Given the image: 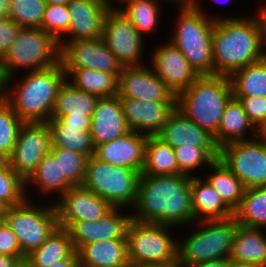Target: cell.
Here are the masks:
<instances>
[{"label": "cell", "instance_id": "cell-1", "mask_svg": "<svg viewBox=\"0 0 266 267\" xmlns=\"http://www.w3.org/2000/svg\"><path fill=\"white\" fill-rule=\"evenodd\" d=\"M192 176L141 174L132 219L180 228L195 222L191 206ZM133 209V210H132Z\"/></svg>", "mask_w": 266, "mask_h": 267}, {"label": "cell", "instance_id": "cell-2", "mask_svg": "<svg viewBox=\"0 0 266 267\" xmlns=\"http://www.w3.org/2000/svg\"><path fill=\"white\" fill-rule=\"evenodd\" d=\"M257 15L221 16L212 35L214 75L230 76L244 66L264 59Z\"/></svg>", "mask_w": 266, "mask_h": 267}, {"label": "cell", "instance_id": "cell-3", "mask_svg": "<svg viewBox=\"0 0 266 267\" xmlns=\"http://www.w3.org/2000/svg\"><path fill=\"white\" fill-rule=\"evenodd\" d=\"M66 79L61 62L48 69L28 71L21 79L15 81L12 76L3 81L2 98L23 122L46 123Z\"/></svg>", "mask_w": 266, "mask_h": 267}, {"label": "cell", "instance_id": "cell-4", "mask_svg": "<svg viewBox=\"0 0 266 267\" xmlns=\"http://www.w3.org/2000/svg\"><path fill=\"white\" fill-rule=\"evenodd\" d=\"M201 0L176 1L179 15L175 30L168 39L186 57L189 64L202 75H214L212 35L219 16H209L200 8Z\"/></svg>", "mask_w": 266, "mask_h": 267}, {"label": "cell", "instance_id": "cell-5", "mask_svg": "<svg viewBox=\"0 0 266 267\" xmlns=\"http://www.w3.org/2000/svg\"><path fill=\"white\" fill-rule=\"evenodd\" d=\"M232 97L229 76L202 75L176 96V108L214 136L218 132L225 107Z\"/></svg>", "mask_w": 266, "mask_h": 267}, {"label": "cell", "instance_id": "cell-6", "mask_svg": "<svg viewBox=\"0 0 266 267\" xmlns=\"http://www.w3.org/2000/svg\"><path fill=\"white\" fill-rule=\"evenodd\" d=\"M193 224L197 228L193 227L186 238L178 241V263L181 267L230 257L238 225L234 217Z\"/></svg>", "mask_w": 266, "mask_h": 267}, {"label": "cell", "instance_id": "cell-7", "mask_svg": "<svg viewBox=\"0 0 266 267\" xmlns=\"http://www.w3.org/2000/svg\"><path fill=\"white\" fill-rule=\"evenodd\" d=\"M59 42L41 28H21L17 38L0 59V77L4 81L19 69L38 71L60 63Z\"/></svg>", "mask_w": 266, "mask_h": 267}, {"label": "cell", "instance_id": "cell-8", "mask_svg": "<svg viewBox=\"0 0 266 267\" xmlns=\"http://www.w3.org/2000/svg\"><path fill=\"white\" fill-rule=\"evenodd\" d=\"M177 227L131 220L127 230L128 260L134 267L170 265L178 262ZM170 230V231H169Z\"/></svg>", "mask_w": 266, "mask_h": 267}, {"label": "cell", "instance_id": "cell-9", "mask_svg": "<svg viewBox=\"0 0 266 267\" xmlns=\"http://www.w3.org/2000/svg\"><path fill=\"white\" fill-rule=\"evenodd\" d=\"M141 174L130 168L118 167L88 158L83 186L109 202L113 207H133Z\"/></svg>", "mask_w": 266, "mask_h": 267}, {"label": "cell", "instance_id": "cell-10", "mask_svg": "<svg viewBox=\"0 0 266 267\" xmlns=\"http://www.w3.org/2000/svg\"><path fill=\"white\" fill-rule=\"evenodd\" d=\"M36 204L26 198L19 205L5 208V222L16 234L25 256L39 248L58 227L54 202L47 206Z\"/></svg>", "mask_w": 266, "mask_h": 267}, {"label": "cell", "instance_id": "cell-11", "mask_svg": "<svg viewBox=\"0 0 266 267\" xmlns=\"http://www.w3.org/2000/svg\"><path fill=\"white\" fill-rule=\"evenodd\" d=\"M218 158L245 189L266 187V139L261 134L251 140L224 144Z\"/></svg>", "mask_w": 266, "mask_h": 267}, {"label": "cell", "instance_id": "cell-12", "mask_svg": "<svg viewBox=\"0 0 266 267\" xmlns=\"http://www.w3.org/2000/svg\"><path fill=\"white\" fill-rule=\"evenodd\" d=\"M102 39L123 67L146 65L142 58L146 39L116 6L105 16Z\"/></svg>", "mask_w": 266, "mask_h": 267}, {"label": "cell", "instance_id": "cell-13", "mask_svg": "<svg viewBox=\"0 0 266 267\" xmlns=\"http://www.w3.org/2000/svg\"><path fill=\"white\" fill-rule=\"evenodd\" d=\"M51 147V134L47 123L24 122L8 163L11 169L26 181L51 151Z\"/></svg>", "mask_w": 266, "mask_h": 267}, {"label": "cell", "instance_id": "cell-14", "mask_svg": "<svg viewBox=\"0 0 266 267\" xmlns=\"http://www.w3.org/2000/svg\"><path fill=\"white\" fill-rule=\"evenodd\" d=\"M58 42L63 68H88L108 73L122 72L123 66L108 49L102 37Z\"/></svg>", "mask_w": 266, "mask_h": 267}, {"label": "cell", "instance_id": "cell-15", "mask_svg": "<svg viewBox=\"0 0 266 267\" xmlns=\"http://www.w3.org/2000/svg\"><path fill=\"white\" fill-rule=\"evenodd\" d=\"M53 202L57 211L58 226L64 229H68L74 222L102 218L114 208L83 185L72 186L60 198L57 197V202Z\"/></svg>", "mask_w": 266, "mask_h": 267}, {"label": "cell", "instance_id": "cell-16", "mask_svg": "<svg viewBox=\"0 0 266 267\" xmlns=\"http://www.w3.org/2000/svg\"><path fill=\"white\" fill-rule=\"evenodd\" d=\"M156 48L151 53L150 67L175 96L186 90L200 77L183 53L170 41L160 43V46Z\"/></svg>", "mask_w": 266, "mask_h": 267}, {"label": "cell", "instance_id": "cell-17", "mask_svg": "<svg viewBox=\"0 0 266 267\" xmlns=\"http://www.w3.org/2000/svg\"><path fill=\"white\" fill-rule=\"evenodd\" d=\"M117 96L147 102H176L175 94L150 65L123 67L118 77Z\"/></svg>", "mask_w": 266, "mask_h": 267}, {"label": "cell", "instance_id": "cell-18", "mask_svg": "<svg viewBox=\"0 0 266 267\" xmlns=\"http://www.w3.org/2000/svg\"><path fill=\"white\" fill-rule=\"evenodd\" d=\"M123 207H114L104 217L93 221L74 222L67 230L75 251L81 246L103 240L127 239L131 214H123Z\"/></svg>", "mask_w": 266, "mask_h": 267}, {"label": "cell", "instance_id": "cell-19", "mask_svg": "<svg viewBox=\"0 0 266 267\" xmlns=\"http://www.w3.org/2000/svg\"><path fill=\"white\" fill-rule=\"evenodd\" d=\"M111 7L112 5L104 0H72L68 4V31L59 41L102 37L104 19Z\"/></svg>", "mask_w": 266, "mask_h": 267}, {"label": "cell", "instance_id": "cell-20", "mask_svg": "<svg viewBox=\"0 0 266 267\" xmlns=\"http://www.w3.org/2000/svg\"><path fill=\"white\" fill-rule=\"evenodd\" d=\"M119 99L129 129L146 136H157L169 114L176 108V102H147L128 97Z\"/></svg>", "mask_w": 266, "mask_h": 267}, {"label": "cell", "instance_id": "cell-21", "mask_svg": "<svg viewBox=\"0 0 266 267\" xmlns=\"http://www.w3.org/2000/svg\"><path fill=\"white\" fill-rule=\"evenodd\" d=\"M147 137L130 131L111 142L96 146L94 157L111 165L130 168L141 174Z\"/></svg>", "mask_w": 266, "mask_h": 267}, {"label": "cell", "instance_id": "cell-22", "mask_svg": "<svg viewBox=\"0 0 266 267\" xmlns=\"http://www.w3.org/2000/svg\"><path fill=\"white\" fill-rule=\"evenodd\" d=\"M130 131L119 97L99 98L91 117L90 134L94 147L111 142Z\"/></svg>", "mask_w": 266, "mask_h": 267}, {"label": "cell", "instance_id": "cell-23", "mask_svg": "<svg viewBox=\"0 0 266 267\" xmlns=\"http://www.w3.org/2000/svg\"><path fill=\"white\" fill-rule=\"evenodd\" d=\"M157 137L174 149L191 145L201 148H219L215 144L213 135L200 128L177 108L169 114Z\"/></svg>", "mask_w": 266, "mask_h": 267}, {"label": "cell", "instance_id": "cell-24", "mask_svg": "<svg viewBox=\"0 0 266 267\" xmlns=\"http://www.w3.org/2000/svg\"><path fill=\"white\" fill-rule=\"evenodd\" d=\"M260 134L261 132L249 120L242 103L232 97L225 107L218 132L213 137L215 144L220 148L226 143L251 140ZM247 135L251 137L247 138Z\"/></svg>", "mask_w": 266, "mask_h": 267}, {"label": "cell", "instance_id": "cell-25", "mask_svg": "<svg viewBox=\"0 0 266 267\" xmlns=\"http://www.w3.org/2000/svg\"><path fill=\"white\" fill-rule=\"evenodd\" d=\"M191 206L195 222L226 220L234 214L223 202L219 193L198 176H193L191 180Z\"/></svg>", "mask_w": 266, "mask_h": 267}, {"label": "cell", "instance_id": "cell-26", "mask_svg": "<svg viewBox=\"0 0 266 267\" xmlns=\"http://www.w3.org/2000/svg\"><path fill=\"white\" fill-rule=\"evenodd\" d=\"M81 267H114L129 263L127 239L88 243L77 250Z\"/></svg>", "mask_w": 266, "mask_h": 267}, {"label": "cell", "instance_id": "cell-27", "mask_svg": "<svg viewBox=\"0 0 266 267\" xmlns=\"http://www.w3.org/2000/svg\"><path fill=\"white\" fill-rule=\"evenodd\" d=\"M40 190L39 195L48 197L56 196L61 197L72 185L66 180L64 173L61 172L59 167V161L55 156L49 152L42 161L38 164L37 169L31 174V176L25 181V192L28 199H32L29 193L30 188ZM54 193V194H53ZM29 194V195H28ZM49 194V195H47ZM53 194V195H52ZM29 196V197H28Z\"/></svg>", "mask_w": 266, "mask_h": 267}, {"label": "cell", "instance_id": "cell-28", "mask_svg": "<svg viewBox=\"0 0 266 267\" xmlns=\"http://www.w3.org/2000/svg\"><path fill=\"white\" fill-rule=\"evenodd\" d=\"M229 260L232 263L251 262L266 267V235L264 229L250 228L238 224Z\"/></svg>", "mask_w": 266, "mask_h": 267}, {"label": "cell", "instance_id": "cell-29", "mask_svg": "<svg viewBox=\"0 0 266 267\" xmlns=\"http://www.w3.org/2000/svg\"><path fill=\"white\" fill-rule=\"evenodd\" d=\"M64 71L66 80L82 92L99 98L113 97L118 94L120 73L101 72L88 68H64Z\"/></svg>", "mask_w": 266, "mask_h": 267}, {"label": "cell", "instance_id": "cell-30", "mask_svg": "<svg viewBox=\"0 0 266 267\" xmlns=\"http://www.w3.org/2000/svg\"><path fill=\"white\" fill-rule=\"evenodd\" d=\"M98 100V96L82 92L65 80L58 90L51 118L92 116Z\"/></svg>", "mask_w": 266, "mask_h": 267}, {"label": "cell", "instance_id": "cell-31", "mask_svg": "<svg viewBox=\"0 0 266 267\" xmlns=\"http://www.w3.org/2000/svg\"><path fill=\"white\" fill-rule=\"evenodd\" d=\"M169 1V2H168ZM162 2L171 3L172 6L176 0H122L116 8L130 21V23L142 35L153 33L157 30L161 16L160 4ZM160 14V15H159Z\"/></svg>", "mask_w": 266, "mask_h": 267}, {"label": "cell", "instance_id": "cell-32", "mask_svg": "<svg viewBox=\"0 0 266 267\" xmlns=\"http://www.w3.org/2000/svg\"><path fill=\"white\" fill-rule=\"evenodd\" d=\"M75 251L69 231L57 227L39 247L26 255L32 267H49Z\"/></svg>", "mask_w": 266, "mask_h": 267}, {"label": "cell", "instance_id": "cell-33", "mask_svg": "<svg viewBox=\"0 0 266 267\" xmlns=\"http://www.w3.org/2000/svg\"><path fill=\"white\" fill-rule=\"evenodd\" d=\"M141 174L151 176L178 175L179 166L174 148L157 136H148Z\"/></svg>", "mask_w": 266, "mask_h": 267}, {"label": "cell", "instance_id": "cell-34", "mask_svg": "<svg viewBox=\"0 0 266 267\" xmlns=\"http://www.w3.org/2000/svg\"><path fill=\"white\" fill-rule=\"evenodd\" d=\"M208 168L211 169V173L205 174L204 180L219 193L223 202L234 212L243 197L244 185L219 158Z\"/></svg>", "mask_w": 266, "mask_h": 267}, {"label": "cell", "instance_id": "cell-35", "mask_svg": "<svg viewBox=\"0 0 266 267\" xmlns=\"http://www.w3.org/2000/svg\"><path fill=\"white\" fill-rule=\"evenodd\" d=\"M229 78L233 97H266V59L234 71Z\"/></svg>", "mask_w": 266, "mask_h": 267}, {"label": "cell", "instance_id": "cell-36", "mask_svg": "<svg viewBox=\"0 0 266 267\" xmlns=\"http://www.w3.org/2000/svg\"><path fill=\"white\" fill-rule=\"evenodd\" d=\"M233 217L239 225L266 229V187L245 189Z\"/></svg>", "mask_w": 266, "mask_h": 267}, {"label": "cell", "instance_id": "cell-37", "mask_svg": "<svg viewBox=\"0 0 266 267\" xmlns=\"http://www.w3.org/2000/svg\"><path fill=\"white\" fill-rule=\"evenodd\" d=\"M52 147L65 148L80 152L88 158L94 156L95 147L90 131H82V127L48 126Z\"/></svg>", "mask_w": 266, "mask_h": 267}, {"label": "cell", "instance_id": "cell-38", "mask_svg": "<svg viewBox=\"0 0 266 267\" xmlns=\"http://www.w3.org/2000/svg\"><path fill=\"white\" fill-rule=\"evenodd\" d=\"M179 174L196 176L195 169L208 167L219 157V148H201L196 146H180L174 149ZM193 171V172H192Z\"/></svg>", "mask_w": 266, "mask_h": 267}, {"label": "cell", "instance_id": "cell-39", "mask_svg": "<svg viewBox=\"0 0 266 267\" xmlns=\"http://www.w3.org/2000/svg\"><path fill=\"white\" fill-rule=\"evenodd\" d=\"M59 161L61 172L72 186H82L86 176L88 157L80 152L60 147H51L50 151Z\"/></svg>", "mask_w": 266, "mask_h": 267}, {"label": "cell", "instance_id": "cell-40", "mask_svg": "<svg viewBox=\"0 0 266 267\" xmlns=\"http://www.w3.org/2000/svg\"><path fill=\"white\" fill-rule=\"evenodd\" d=\"M44 0H9V18L23 28H40L46 8Z\"/></svg>", "mask_w": 266, "mask_h": 267}, {"label": "cell", "instance_id": "cell-41", "mask_svg": "<svg viewBox=\"0 0 266 267\" xmlns=\"http://www.w3.org/2000/svg\"><path fill=\"white\" fill-rule=\"evenodd\" d=\"M24 122L14 113L11 106L0 98V153L7 159L11 156L20 127Z\"/></svg>", "mask_w": 266, "mask_h": 267}, {"label": "cell", "instance_id": "cell-42", "mask_svg": "<svg viewBox=\"0 0 266 267\" xmlns=\"http://www.w3.org/2000/svg\"><path fill=\"white\" fill-rule=\"evenodd\" d=\"M25 181L8 161L0 168V203L4 208L21 204L26 199Z\"/></svg>", "mask_w": 266, "mask_h": 267}, {"label": "cell", "instance_id": "cell-43", "mask_svg": "<svg viewBox=\"0 0 266 267\" xmlns=\"http://www.w3.org/2000/svg\"><path fill=\"white\" fill-rule=\"evenodd\" d=\"M69 22L68 5L47 4L40 28L59 41L67 33Z\"/></svg>", "mask_w": 266, "mask_h": 267}, {"label": "cell", "instance_id": "cell-44", "mask_svg": "<svg viewBox=\"0 0 266 267\" xmlns=\"http://www.w3.org/2000/svg\"><path fill=\"white\" fill-rule=\"evenodd\" d=\"M234 98L242 103L249 120L262 132L266 127V97L247 96Z\"/></svg>", "mask_w": 266, "mask_h": 267}, {"label": "cell", "instance_id": "cell-45", "mask_svg": "<svg viewBox=\"0 0 266 267\" xmlns=\"http://www.w3.org/2000/svg\"><path fill=\"white\" fill-rule=\"evenodd\" d=\"M0 254L19 259L26 256L22 253L16 234L6 222L0 227Z\"/></svg>", "mask_w": 266, "mask_h": 267}, {"label": "cell", "instance_id": "cell-46", "mask_svg": "<svg viewBox=\"0 0 266 267\" xmlns=\"http://www.w3.org/2000/svg\"><path fill=\"white\" fill-rule=\"evenodd\" d=\"M21 28L9 17H0V59L13 44Z\"/></svg>", "mask_w": 266, "mask_h": 267}, {"label": "cell", "instance_id": "cell-47", "mask_svg": "<svg viewBox=\"0 0 266 267\" xmlns=\"http://www.w3.org/2000/svg\"><path fill=\"white\" fill-rule=\"evenodd\" d=\"M92 116H62L61 118H51L47 126H74L82 127V131L91 130Z\"/></svg>", "mask_w": 266, "mask_h": 267}, {"label": "cell", "instance_id": "cell-48", "mask_svg": "<svg viewBox=\"0 0 266 267\" xmlns=\"http://www.w3.org/2000/svg\"><path fill=\"white\" fill-rule=\"evenodd\" d=\"M259 24L261 29V42H262V52L264 59H266V8H259Z\"/></svg>", "mask_w": 266, "mask_h": 267}, {"label": "cell", "instance_id": "cell-49", "mask_svg": "<svg viewBox=\"0 0 266 267\" xmlns=\"http://www.w3.org/2000/svg\"><path fill=\"white\" fill-rule=\"evenodd\" d=\"M79 265L77 251H74L66 259L60 260L49 267H77Z\"/></svg>", "mask_w": 266, "mask_h": 267}, {"label": "cell", "instance_id": "cell-50", "mask_svg": "<svg viewBox=\"0 0 266 267\" xmlns=\"http://www.w3.org/2000/svg\"><path fill=\"white\" fill-rule=\"evenodd\" d=\"M189 267H232V262L228 259H217L191 265Z\"/></svg>", "mask_w": 266, "mask_h": 267}, {"label": "cell", "instance_id": "cell-51", "mask_svg": "<svg viewBox=\"0 0 266 267\" xmlns=\"http://www.w3.org/2000/svg\"><path fill=\"white\" fill-rule=\"evenodd\" d=\"M17 260L15 257L0 254V267H12Z\"/></svg>", "mask_w": 266, "mask_h": 267}, {"label": "cell", "instance_id": "cell-52", "mask_svg": "<svg viewBox=\"0 0 266 267\" xmlns=\"http://www.w3.org/2000/svg\"><path fill=\"white\" fill-rule=\"evenodd\" d=\"M9 8V0H0V17H8Z\"/></svg>", "mask_w": 266, "mask_h": 267}, {"label": "cell", "instance_id": "cell-53", "mask_svg": "<svg viewBox=\"0 0 266 267\" xmlns=\"http://www.w3.org/2000/svg\"><path fill=\"white\" fill-rule=\"evenodd\" d=\"M232 267H263L261 264L251 262H237L232 263Z\"/></svg>", "mask_w": 266, "mask_h": 267}, {"label": "cell", "instance_id": "cell-54", "mask_svg": "<svg viewBox=\"0 0 266 267\" xmlns=\"http://www.w3.org/2000/svg\"><path fill=\"white\" fill-rule=\"evenodd\" d=\"M12 267H32L29 260L25 257L17 260Z\"/></svg>", "mask_w": 266, "mask_h": 267}, {"label": "cell", "instance_id": "cell-55", "mask_svg": "<svg viewBox=\"0 0 266 267\" xmlns=\"http://www.w3.org/2000/svg\"><path fill=\"white\" fill-rule=\"evenodd\" d=\"M50 5H68L72 0H44Z\"/></svg>", "mask_w": 266, "mask_h": 267}, {"label": "cell", "instance_id": "cell-56", "mask_svg": "<svg viewBox=\"0 0 266 267\" xmlns=\"http://www.w3.org/2000/svg\"><path fill=\"white\" fill-rule=\"evenodd\" d=\"M139 267H181V265L178 262H176L170 265H153V266H139Z\"/></svg>", "mask_w": 266, "mask_h": 267}, {"label": "cell", "instance_id": "cell-57", "mask_svg": "<svg viewBox=\"0 0 266 267\" xmlns=\"http://www.w3.org/2000/svg\"><path fill=\"white\" fill-rule=\"evenodd\" d=\"M8 161V159L0 153V168Z\"/></svg>", "mask_w": 266, "mask_h": 267}, {"label": "cell", "instance_id": "cell-58", "mask_svg": "<svg viewBox=\"0 0 266 267\" xmlns=\"http://www.w3.org/2000/svg\"><path fill=\"white\" fill-rule=\"evenodd\" d=\"M5 222V212H0V227Z\"/></svg>", "mask_w": 266, "mask_h": 267}, {"label": "cell", "instance_id": "cell-59", "mask_svg": "<svg viewBox=\"0 0 266 267\" xmlns=\"http://www.w3.org/2000/svg\"><path fill=\"white\" fill-rule=\"evenodd\" d=\"M104 1H106V2L109 3V4L112 3L111 5H112V7H113V6L116 5V4L113 3V1H114V2L116 1V2L120 3L122 0H112V1H111V0H104ZM110 1H111V2H110Z\"/></svg>", "mask_w": 266, "mask_h": 267}, {"label": "cell", "instance_id": "cell-60", "mask_svg": "<svg viewBox=\"0 0 266 267\" xmlns=\"http://www.w3.org/2000/svg\"><path fill=\"white\" fill-rule=\"evenodd\" d=\"M114 267H134L130 262L128 264H125V265H117V266H114Z\"/></svg>", "mask_w": 266, "mask_h": 267}, {"label": "cell", "instance_id": "cell-61", "mask_svg": "<svg viewBox=\"0 0 266 267\" xmlns=\"http://www.w3.org/2000/svg\"><path fill=\"white\" fill-rule=\"evenodd\" d=\"M3 87V81L1 80V77H0V98L2 97V88Z\"/></svg>", "mask_w": 266, "mask_h": 267}, {"label": "cell", "instance_id": "cell-62", "mask_svg": "<svg viewBox=\"0 0 266 267\" xmlns=\"http://www.w3.org/2000/svg\"><path fill=\"white\" fill-rule=\"evenodd\" d=\"M261 135L266 139V127L261 132Z\"/></svg>", "mask_w": 266, "mask_h": 267}, {"label": "cell", "instance_id": "cell-63", "mask_svg": "<svg viewBox=\"0 0 266 267\" xmlns=\"http://www.w3.org/2000/svg\"><path fill=\"white\" fill-rule=\"evenodd\" d=\"M0 212H5V208L0 203Z\"/></svg>", "mask_w": 266, "mask_h": 267}]
</instances>
